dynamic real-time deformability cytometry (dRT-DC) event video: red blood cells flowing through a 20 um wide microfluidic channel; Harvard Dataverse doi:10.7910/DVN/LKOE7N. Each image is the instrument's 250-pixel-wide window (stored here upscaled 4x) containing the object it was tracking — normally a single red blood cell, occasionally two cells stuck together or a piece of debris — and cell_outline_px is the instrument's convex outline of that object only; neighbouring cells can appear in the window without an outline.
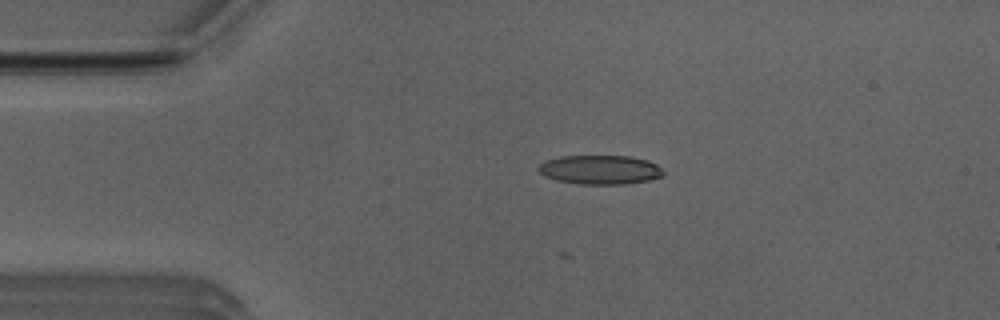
{"species": "Egyptian fruit bat (a non-hibernating species)", "species_latin": "Rousettus aegyptiacus", "temperature_condition": "room temperature", "stored_images_in_passage": 50, "camera_frame_rate_fps": 3000, "um_per_image_px": 0.085, "animal": {"sex": "male"}, "frame": {"image": 1, "passage_image": 9, "time_ms": 2.667, "image_size_px": [1000, 320], "cell_outline_px": [[664, 176], [648, 180], [624, 184], [580, 184], [556, 180], [544, 176], [536, 168], [544, 160], [560, 156], [632, 156], [648, 160], [656, 164], [664, 172]], "centroid_in_image_um": [50.99, 14.42], "position_along_channel_um": 34.0, "area_um2": 21.33}}
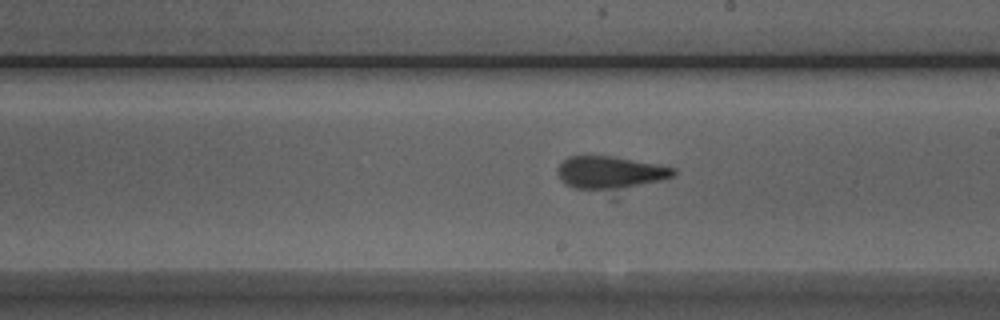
{"frame": {"image": 2, "passage_image": 27, "time_ms": 8.667, "image_size_px": [1000, 320], "cell_outline_px": [[676, 176], [616, 200], [612, 200], [572, 188], [564, 184], [560, 180], [556, 172], [556, 168], [568, 156], [612, 156], [656, 164], [676, 168]], "centroid_in_image_um": [51.95, 14.9], "position_along_channel_um": 237.0, "area_um2": 25.95}}
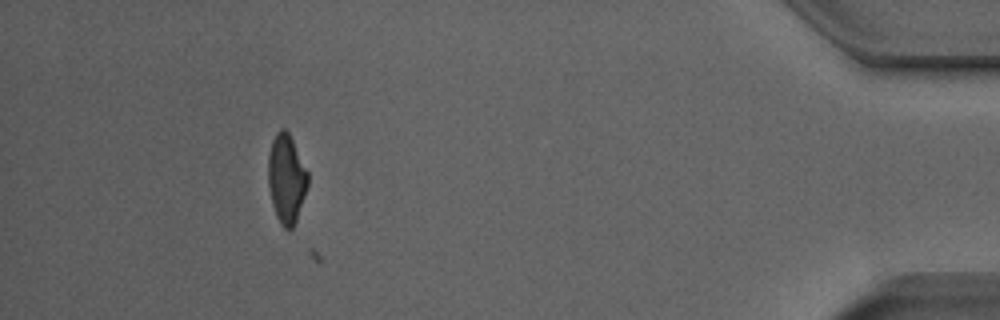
{"frame": {"image": 3, "passage_image": 45, "time_ms": 14.667, "image_size_px": [1000, 320], "cell_outline_px": [[308, 184], [296, 220], [292, 228], [288, 232], [280, 224], [276, 216], [272, 204], [268, 188], [268, 156], [272, 140], [276, 132], [280, 128], [284, 128], [288, 132], [308, 172]], "centroid_in_image_um": [24.32, 15.2], "position_along_channel_um": 410.9, "area_um2": 20.52}}